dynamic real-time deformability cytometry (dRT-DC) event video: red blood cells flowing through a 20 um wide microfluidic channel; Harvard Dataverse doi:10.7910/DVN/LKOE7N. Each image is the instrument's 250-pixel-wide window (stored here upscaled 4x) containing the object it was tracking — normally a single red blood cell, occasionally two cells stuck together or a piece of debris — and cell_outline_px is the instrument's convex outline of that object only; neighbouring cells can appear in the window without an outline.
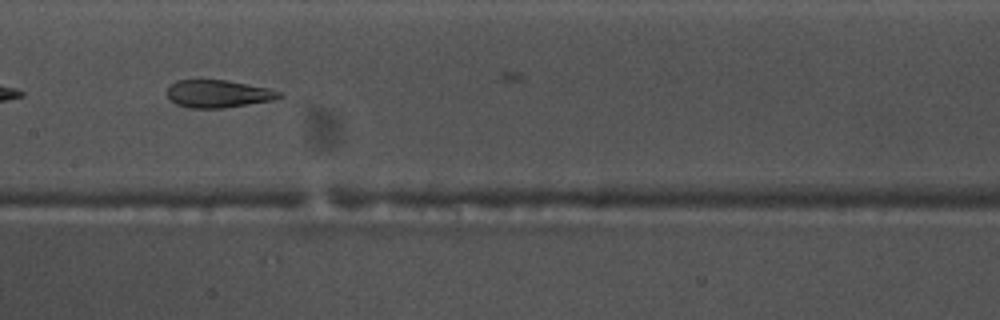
{"species": "common noctule bat (a hibernating species)", "species_latin": "Nyctalus noctula", "temperature_condition": "warm", "stored_images_in_passage": 31, "camera_frame_rate_fps": 3000, "um_per_image_px": 0.085, "animal": {"sex": "male", "body_mass_g": 17.5, "forearm_length_mm": 52.3}, "frame": {"image": 1, "passage_image": 18, "time_ms": 5.667, "image_size_px": [1000, 320], "cell_outline_px": [[284, 96], [272, 100], [224, 108], [188, 108], [176, 104], [168, 100], [168, 88], [176, 80], [228, 80], [268, 88], [280, 92]], "centroid_in_image_um": [18.53, 7.98], "position_along_channel_um": 188.9, "area_um2": 18.03}}
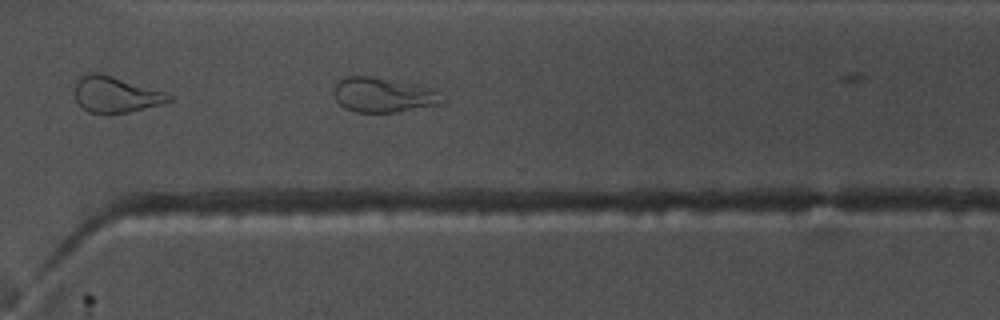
{"frame": {"image": 2, "passage_image": 30, "time_ms": 9.667, "image_size_px": [1000, 320], "cell_outline_px": [[444, 100], [440, 104], [396, 112], [356, 112], [344, 108], [336, 100], [332, 92], [332, 88], [344, 76], [372, 76], [428, 88], [436, 92]], "centroid_in_image_um": [32.47, 8.08], "position_along_channel_um": 338.1, "area_um2": 21.56}}